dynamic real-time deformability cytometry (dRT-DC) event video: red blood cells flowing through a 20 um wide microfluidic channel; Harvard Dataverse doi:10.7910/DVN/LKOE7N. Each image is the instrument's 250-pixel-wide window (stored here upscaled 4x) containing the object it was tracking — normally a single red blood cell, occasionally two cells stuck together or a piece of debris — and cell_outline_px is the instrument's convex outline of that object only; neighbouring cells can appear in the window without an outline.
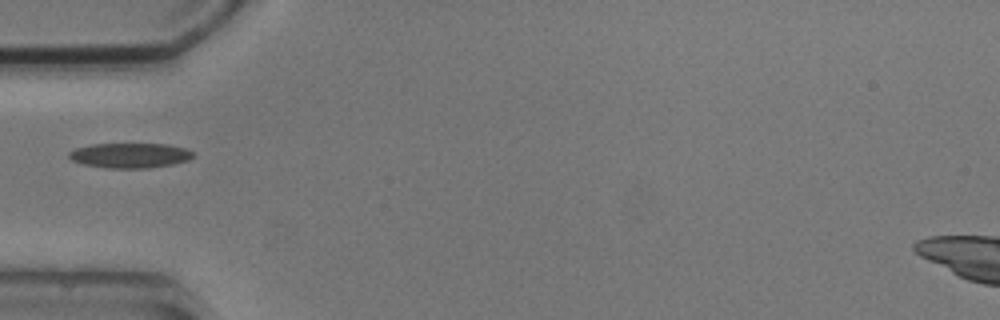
{"species": "common noctule bat (a hibernating species)", "species_latin": "Nyctalus noctula", "temperature_condition": "cold", "stored_images_in_passage": 6, "camera_frame_rate_fps": 3000, "um_per_image_px": 0.085, "animal": {"sex": "male", "body_mass_g": 20.5, "forearm_length_mm": 52.5}, "frame": {"image": 1, "passage_image": 5, "time_ms": 5.667, "image_size_px": [1000, 320], "cell_outline_px": [[196, 156], [188, 160], [172, 164], [148, 168], [104, 168], [84, 164], [72, 160], [68, 156], [68, 152], [76, 148], [92, 144], [168, 144], [184, 148], [192, 152]], "centroid_in_image_um": [11.04, 13.21], "position_along_channel_um": 74.0, "area_um2": 18.03}}